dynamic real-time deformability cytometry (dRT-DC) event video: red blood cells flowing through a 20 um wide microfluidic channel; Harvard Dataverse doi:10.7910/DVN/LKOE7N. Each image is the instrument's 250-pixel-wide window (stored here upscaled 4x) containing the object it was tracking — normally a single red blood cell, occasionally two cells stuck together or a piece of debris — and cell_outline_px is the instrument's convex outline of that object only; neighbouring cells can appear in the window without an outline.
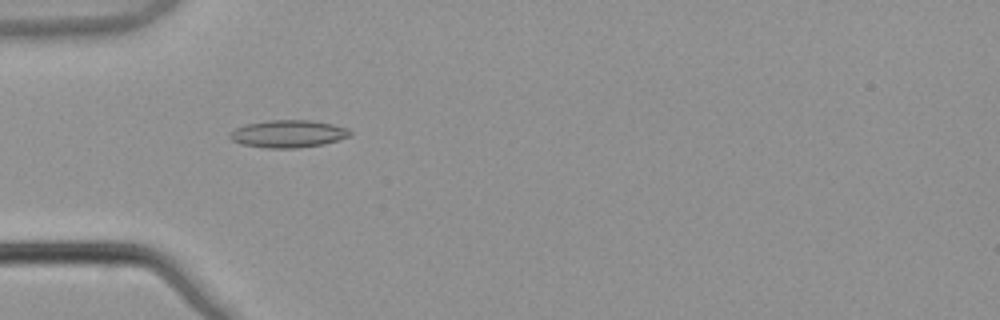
{"species": "common noctule bat (a hibernating species)", "species_latin": "Nyctalus noctula", "temperature_condition": "warm", "stored_images_in_passage": 1, "camera_frame_rate_fps": 3000, "um_per_image_px": 0.085, "animal": {"sex": "male", "body_mass_g": 21.5, "forearm_length_mm": 52.0}, "frame": {"image": 1, "passage_image": 1, "time_ms": 0.0, "image_size_px": [1000, 320], "cell_outline_px": [[352, 136], [324, 144], [296, 148], [268, 148], [240, 144], [232, 140], [228, 136], [236, 128], [248, 124], [268, 120], [308, 120], [332, 124], [348, 128], [352, 132]], "centroid_in_image_um": [24.53, 11.38], "position_along_channel_um": 60.5, "area_um2": 19.19}}